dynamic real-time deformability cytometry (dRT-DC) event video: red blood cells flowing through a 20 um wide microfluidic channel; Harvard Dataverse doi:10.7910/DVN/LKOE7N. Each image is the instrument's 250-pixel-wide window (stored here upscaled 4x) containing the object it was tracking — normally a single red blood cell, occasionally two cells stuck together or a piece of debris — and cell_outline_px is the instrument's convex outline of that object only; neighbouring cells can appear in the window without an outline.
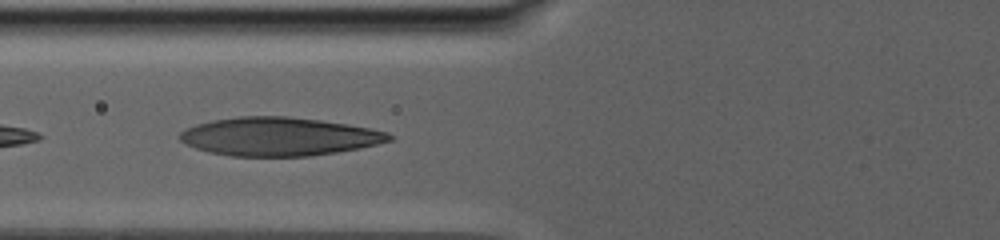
{"species": "human", "species_latin": "Homo sapiens", "temperature_condition": "warm", "stored_images_in_passage": 39, "camera_frame_rate_fps": 3000, "um_per_image_px": 0.085, "donor": {"sex": "male"}, "frame": {"image": 1, "passage_image": 6, "time_ms": 3.0, "image_size_px": [1000, 240], "cell_outline_px": [[392, 140], [360, 148], [336, 152], [308, 156], [232, 156], [208, 152], [196, 148], [180, 140], [180, 132], [184, 128], [196, 124], [212, 120], [240, 116], [288, 116], [320, 120], [348, 124], [388, 132], [392, 136]], "centroid_in_image_um": [23.69, 11.6], "position_along_channel_um": 102.1, "area_um2": 46.76}}
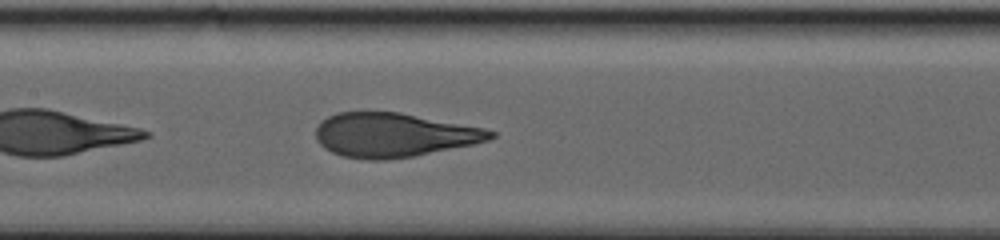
{"frame": {"image": 2, "passage_image": 12, "time_ms": 5.667, "image_size_px": [1000, 240], "cell_outline_px": [[496, 136], [488, 140], [472, 144], [412, 156], [388, 160], [368, 160], [344, 156], [332, 152], [324, 148], [316, 140], [316, 128], [320, 120], [336, 112], [400, 112], [484, 128], [496, 132]], "centroid_in_image_um": [33.42, 11.47], "position_along_channel_um": 174.0, "area_um2": 44.8}}
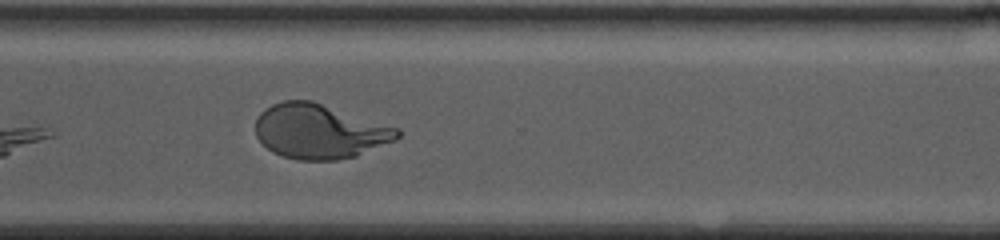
{"frame": {"image": 3, "passage_image": 24, "time_ms": 12.0, "image_size_px": [1000, 240], "cell_outline_px": [[400, 136], [396, 140], [356, 156], [336, 160], [296, 160], [272, 152], [256, 136], [256, 116], [264, 108], [272, 104], [284, 100], [312, 100], [400, 128]], "centroid_in_image_um": [27.17, 11.15], "position_along_channel_um": 343.4, "area_um2": 45.37}, "authors_computed_cell_mechanics": {"area_um2": 45.8932, "velocity_mm_per_s": 2.6878, "shape_relaxation_time_tau1_ms": 7.515, "shape_relaxation_time_tau2_ms": null, "deformation_change_tau1": 0.2837, "deformation_change_tau2": null}}